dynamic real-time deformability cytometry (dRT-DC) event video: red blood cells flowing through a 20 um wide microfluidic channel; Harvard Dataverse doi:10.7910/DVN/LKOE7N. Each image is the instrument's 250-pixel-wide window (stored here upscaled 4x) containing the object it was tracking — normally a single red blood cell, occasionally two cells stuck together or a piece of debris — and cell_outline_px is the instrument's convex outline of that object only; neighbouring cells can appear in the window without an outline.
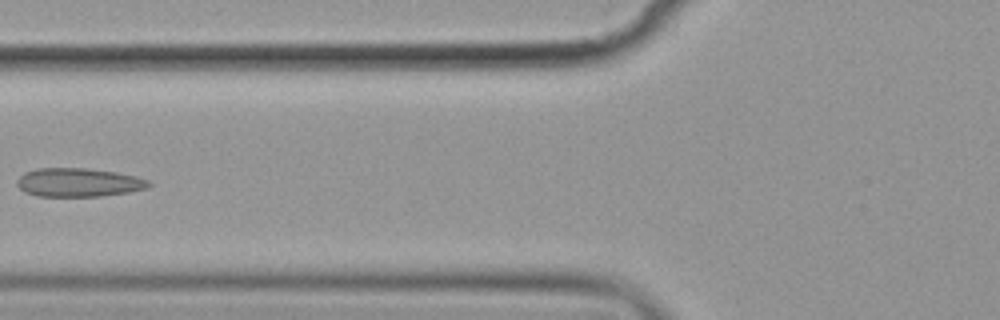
{"species": "common noctule bat (a hibernating species)", "species_latin": "Nyctalus noctula", "temperature_condition": "cold", "stored_images_in_passage": 9, "camera_frame_rate_fps": 3000, "um_per_image_px": 0.085, "animal": {"sex": "female", "body_mass_g": 19.9}, "frame": {"image": 1, "passage_image": 6, "time_ms": 6.0, "image_size_px": [1000, 320], "cell_outline_px": [[152, 184], [148, 188], [128, 192], [100, 196], [36, 196], [24, 192], [16, 184], [16, 180], [24, 172], [36, 168], [84, 168], [116, 172], [136, 176], [148, 180]], "centroid_in_image_um": [6.65, 15.5], "position_along_channel_um": 119.1, "area_um2": 22.08}}
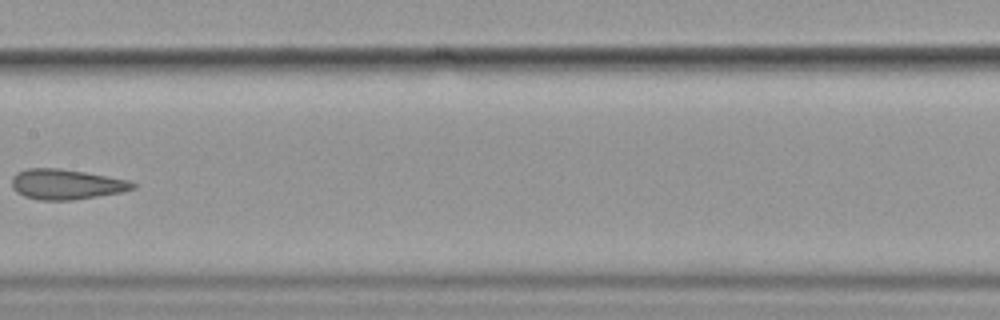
{"frame": {"image": 2, "passage_image": 8, "time_ms": 8.333, "image_size_px": [1000, 320], "cell_outline_px": [[136, 188], [120, 192], [72, 200], [40, 200], [24, 196], [16, 192], [12, 188], [12, 176], [16, 172], [28, 168], [56, 168], [84, 172], [128, 180], [136, 184]], "centroid_in_image_um": [5.58, 15.66], "position_along_channel_um": 201.8, "area_um2": 21.15}}
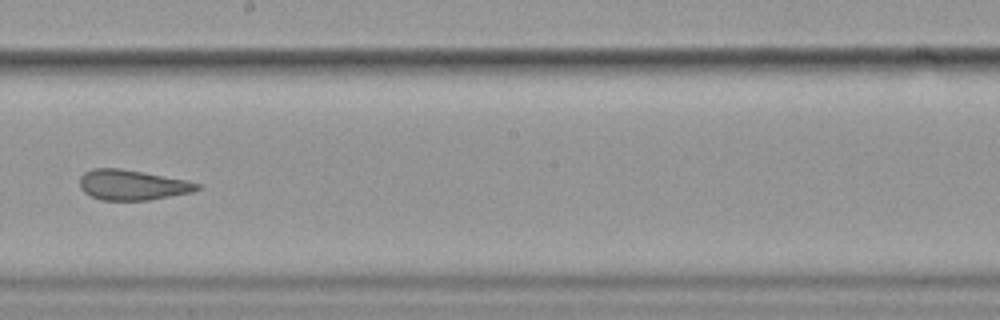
{"frame": {"image": 3, "passage_image": 9, "time_ms": 9.333, "image_size_px": [1000, 320], "cell_outline_px": [[200, 188], [192, 192], [148, 200], [100, 200], [84, 192], [80, 188], [80, 176], [84, 172], [92, 168], [120, 168], [144, 172], [188, 180], [200, 184]], "centroid_in_image_um": [11.23, 15.71], "position_along_channel_um": 237.0, "area_um2": 20.75}}